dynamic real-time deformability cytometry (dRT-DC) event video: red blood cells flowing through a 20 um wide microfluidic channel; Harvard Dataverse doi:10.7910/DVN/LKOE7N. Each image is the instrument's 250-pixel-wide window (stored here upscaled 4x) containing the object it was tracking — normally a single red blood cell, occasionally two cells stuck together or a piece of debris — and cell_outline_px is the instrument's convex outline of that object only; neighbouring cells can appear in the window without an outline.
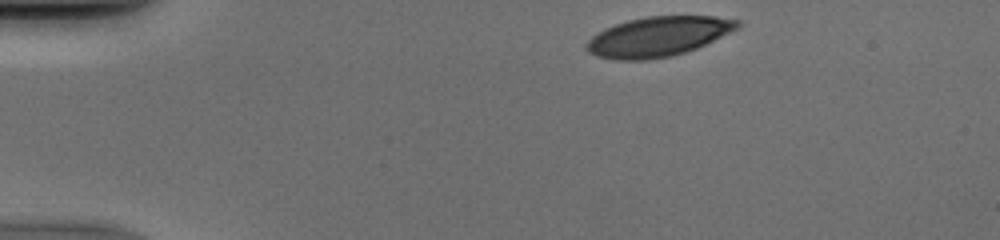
{"species": "human", "species_latin": "Homo sapiens", "temperature_condition": "cold", "stored_images_in_passage": 38, "camera_frame_rate_fps": 3000, "um_per_image_px": 0.085, "donor": {"sex": "male"}, "frame": {"image": 1, "passage_image": 1, "time_ms": 0.0, "image_size_px": [1000, 240], "cell_outline_px": [[740, 24], [736, 28], [696, 48], [672, 56], [644, 60], [616, 60], [596, 56], [588, 52], [584, 48], [584, 44], [592, 36], [604, 28], [628, 20], [648, 16], [716, 16], [740, 20]], "centroid_in_image_um": [55.87, 3.11], "position_along_channel_um": 29.1, "area_um2": 34.74}}
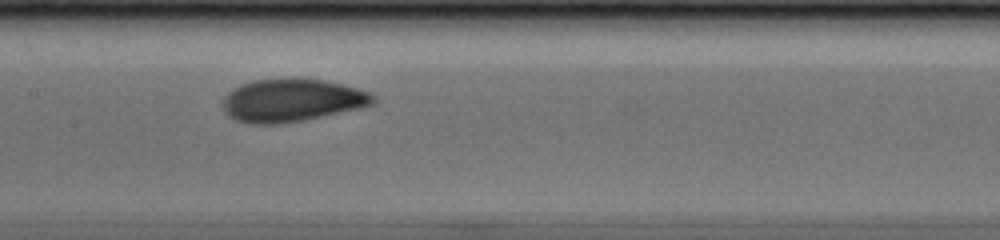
{"frame": {"image": 2, "passage_image": 18, "time_ms": 5.667, "image_size_px": [1000, 240], "cell_outline_px": [[376, 100], [372, 104], [360, 108], [304, 120], [276, 124], [248, 124], [236, 120], [228, 116], [224, 112], [224, 96], [232, 88], [240, 84], [252, 80], [324, 80], [356, 88], [368, 92], [376, 96]], "centroid_in_image_um": [24.77, 8.55], "position_along_channel_um": 182.6, "area_um2": 37.05}}
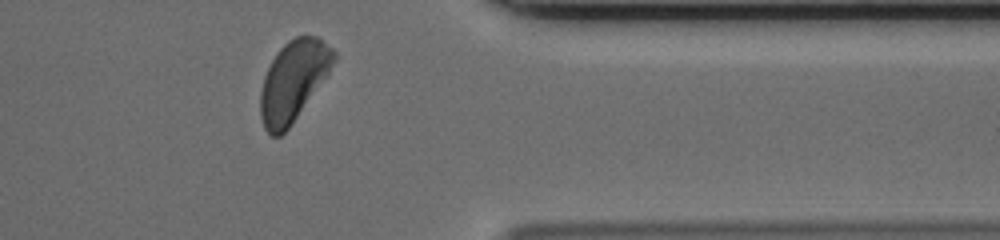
{"frame": {"image": 3, "passage_image": 34, "time_ms": 11.0, "image_size_px": [1000, 240], "cell_outline_px": [[336, 60], [328, 72], [288, 128], [280, 136], [272, 136], [264, 128], [260, 116], [260, 92], [264, 76], [276, 52], [288, 40], [296, 36], [316, 36], [332, 48], [336, 52]], "centroid_in_image_um": [24.9, 6.86], "position_along_channel_um": 386.5, "area_um2": 33.7}}